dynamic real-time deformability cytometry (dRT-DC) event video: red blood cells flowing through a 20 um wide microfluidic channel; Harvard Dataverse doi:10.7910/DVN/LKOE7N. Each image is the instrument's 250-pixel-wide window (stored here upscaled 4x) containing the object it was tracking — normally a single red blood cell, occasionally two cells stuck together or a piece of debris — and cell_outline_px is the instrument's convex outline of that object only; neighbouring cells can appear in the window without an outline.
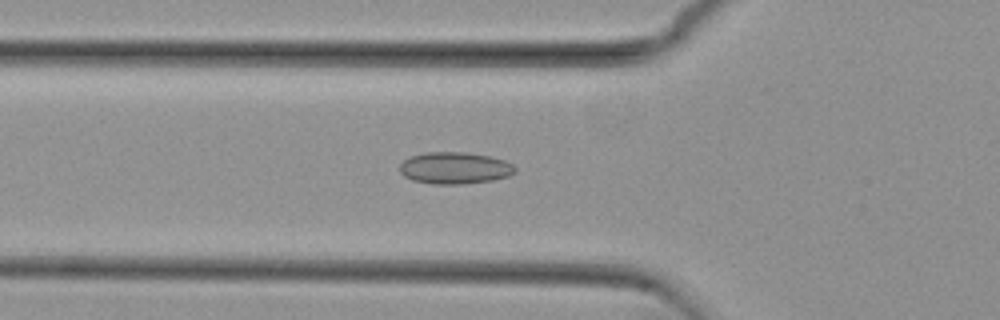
{"species": "common noctule bat (a hibernating species)", "species_latin": "Nyctalus noctula", "temperature_condition": "cold", "stored_images_in_passage": 35, "camera_frame_rate_fps": 3000, "um_per_image_px": 0.085, "animal": {"sex": "female", "body_mass_g": 29.2, "forearm_length_mm": 56.3}, "frame": {"image": 1, "passage_image": 3, "time_ms": 0.667, "image_size_px": [1000, 320], "cell_outline_px": [[516, 172], [508, 176], [492, 180], [464, 184], [432, 184], [412, 180], [404, 176], [400, 172], [400, 164], [404, 160], [412, 156], [424, 152], [464, 152], [488, 156], [504, 160], [512, 164], [516, 168]], "centroid_in_image_um": [38.65, 14.28], "position_along_channel_um": 87.2, "area_um2": 21.39}}
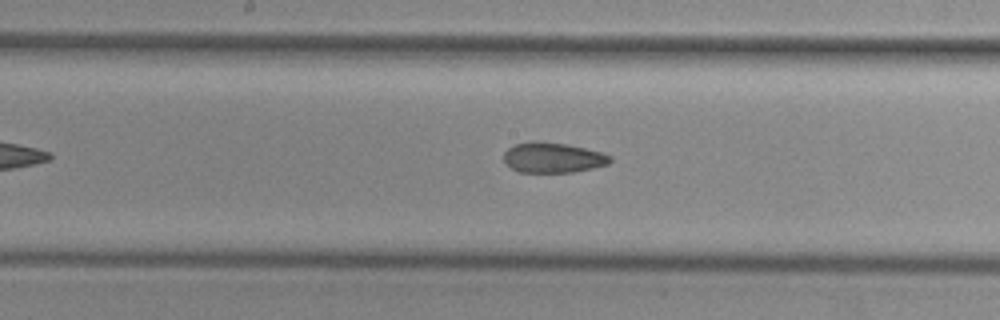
{"frame": {"image": 2, "passage_image": 12, "time_ms": 3.667, "image_size_px": [1000, 320], "cell_outline_px": [[612, 160], [608, 164], [592, 168], [572, 172], [520, 172], [512, 168], [504, 160], [504, 152], [508, 148], [516, 144], [532, 140], [536, 140], [568, 144], [600, 152], [612, 156]], "centroid_in_image_um": [46.99, 13.38], "position_along_channel_um": 201.2, "area_um2": 18.73}}
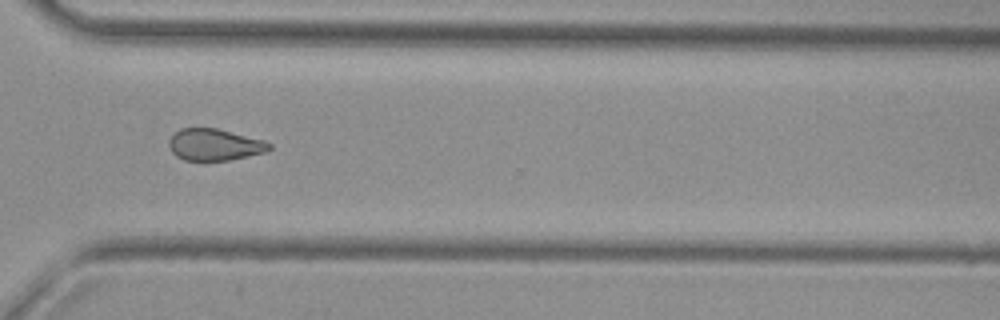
{"frame": {"image": 3, "passage_image": 24, "time_ms": 7.667, "image_size_px": [1000, 320], "cell_outline_px": [[272, 148], [268, 152], [228, 160], [184, 160], [176, 156], [172, 152], [168, 144], [168, 140], [180, 128], [216, 128], [264, 140], [272, 144]], "centroid_in_image_um": [18.26, 12.3], "position_along_channel_um": 352.3, "area_um2": 18.55}, "authors_computed_cell_mechanics": {"area_um2": 19.1896, "velocity_mm_per_s": 3.7878, "shape_relaxation_time_tau1_ms": null, "shape_relaxation_time_tau2_ms": 4.1779, "deformation_change_tau1": null, "deformation_change_tau2": 0.1047}}